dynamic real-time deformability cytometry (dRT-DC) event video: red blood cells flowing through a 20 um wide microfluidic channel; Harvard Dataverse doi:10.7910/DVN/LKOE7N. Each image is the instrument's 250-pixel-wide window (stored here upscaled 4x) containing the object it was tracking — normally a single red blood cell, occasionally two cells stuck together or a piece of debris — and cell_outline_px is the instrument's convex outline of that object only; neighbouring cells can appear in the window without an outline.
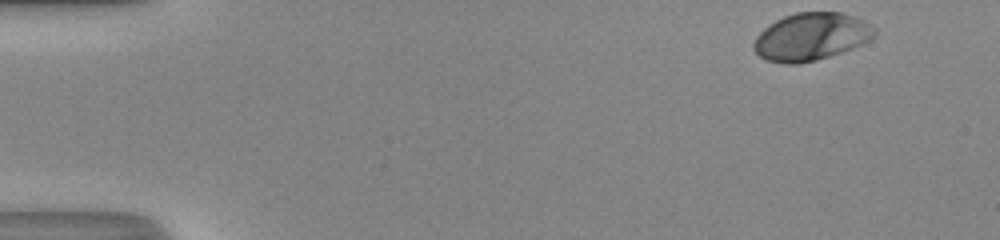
{"species": "human", "species_latin": "Homo sapiens", "temperature_condition": "room temperature", "stored_images_in_passage": 39, "camera_frame_rate_fps": 3000, "um_per_image_px": 0.085, "donor": {"sex": "male"}, "frame": {"image": 1, "passage_image": 1, "time_ms": 0.0, "image_size_px": [1000, 240], "cell_outline_px": [[876, 32], [868, 40], [852, 48], [816, 60], [796, 64], [784, 64], [768, 60], [760, 56], [752, 48], [752, 44], [756, 36], [768, 24], [784, 16], [796, 12], [840, 12], [864, 20], [876, 28]], "centroid_in_image_um": [68.91, 3.11], "position_along_channel_um": 16.1, "area_um2": 33.29}}
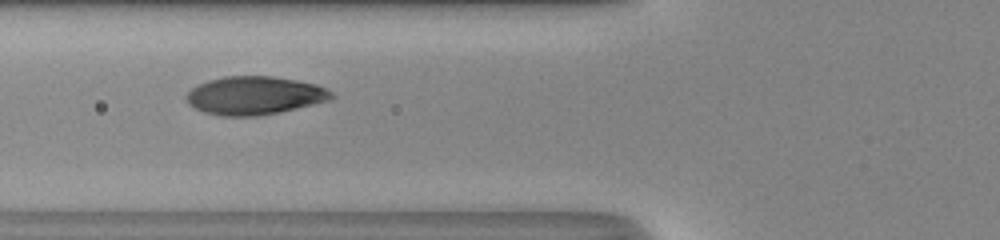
{"frame": {"image": 2, "passage_image": 17, "time_ms": 5.333, "image_size_px": [1000, 240], "cell_outline_px": [[336, 96], [332, 100], [280, 112], [256, 116], [224, 116], [204, 112], [188, 104], [184, 96], [192, 88], [208, 80], [224, 76], [272, 76], [296, 80], [316, 84], [332, 92]], "centroid_in_image_um": [21.65, 8.12], "position_along_channel_um": 104.1, "area_um2": 32.43}}
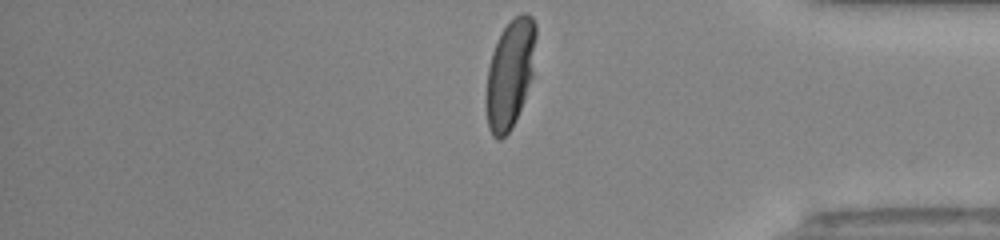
{"frame": {"image": 3, "passage_image": 39, "time_ms": 12.667, "image_size_px": [1000, 240], "cell_outline_px": [[536, 36], [532, 76], [520, 108], [512, 128], [500, 140], [496, 140], [492, 136], [488, 128], [484, 100], [488, 68], [492, 52], [500, 32], [520, 12], [528, 12], [532, 16], [536, 24]], "centroid_in_image_um": [43.32, 6.27], "position_along_channel_um": 391.9, "area_um2": 31.73}, "authors_computed_cell_mechanics": {"area_um2": 32.8882, "velocity_mm_per_s": 4.1892, "shape_relaxation_time_tau1_ms": 2.8659, "shape_relaxation_time_tau2_ms": null, "deformation_change_tau1": 0.1722, "deformation_change_tau2": null}}